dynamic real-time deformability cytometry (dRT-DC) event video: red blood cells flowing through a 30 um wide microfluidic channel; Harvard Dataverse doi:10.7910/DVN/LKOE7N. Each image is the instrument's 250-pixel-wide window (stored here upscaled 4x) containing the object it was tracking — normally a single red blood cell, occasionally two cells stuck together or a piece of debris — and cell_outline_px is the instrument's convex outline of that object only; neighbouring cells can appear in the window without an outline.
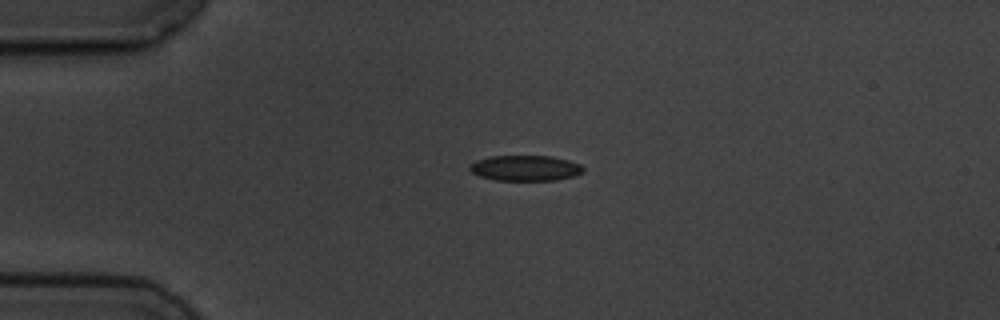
{"species": "common noctule bat (a hibernating species)", "species_latin": "Nyctalus noctula", "temperature_condition": "cold", "stored_images_in_passage": 2, "camera_frame_rate_fps": 3000, "um_per_image_px": 0.085, "animal": {"sex": "male", "body_mass_g": 19.5, "forearm_length_mm": 54.6}, "frame": {"image": 1, "passage_image": 1, "time_ms": 0.0, "image_size_px": [1000, 320], "cell_outline_px": [[584, 172], [572, 176], [556, 180], [496, 180], [480, 176], [472, 172], [468, 168], [468, 164], [476, 160], [492, 156], [552, 156], [568, 160], [580, 164], [584, 168]], "centroid_in_image_um": [44.64, 14.28], "position_along_channel_um": 40.4, "area_um2": 16.88}}